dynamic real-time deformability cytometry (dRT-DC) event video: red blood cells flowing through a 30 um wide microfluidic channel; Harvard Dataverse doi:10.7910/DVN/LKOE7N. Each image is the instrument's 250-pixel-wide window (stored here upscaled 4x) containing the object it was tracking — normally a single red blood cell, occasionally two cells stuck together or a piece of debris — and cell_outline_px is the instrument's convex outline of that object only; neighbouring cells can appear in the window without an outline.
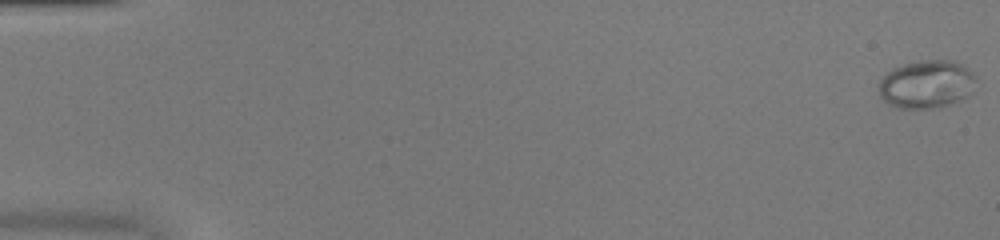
{"species": "common noctule bat (a hibernating species)", "species_latin": "Nyctalus noctula", "temperature_condition": "warm", "stored_images_in_passage": 52, "camera_frame_rate_fps": 3000, "um_per_image_px": 0.085, "animal": {"sex": "female", "body_mass_g": 20.0, "forearm_length_mm": 54.0}, "frame": {"image": 1, "passage_image": 1, "time_ms": 0.0, "image_size_px": [1000, 240], "cell_outline_px": [[976, 80], [972, 92], [968, 96], [960, 100], [940, 108], [900, 108], [888, 104], [880, 96], [880, 80], [892, 68], [904, 64], [920, 60], [952, 60], [964, 64], [976, 76]], "centroid_in_image_um": [78.8, 7.16], "position_along_channel_um": 6.2, "area_um2": 27.46}}
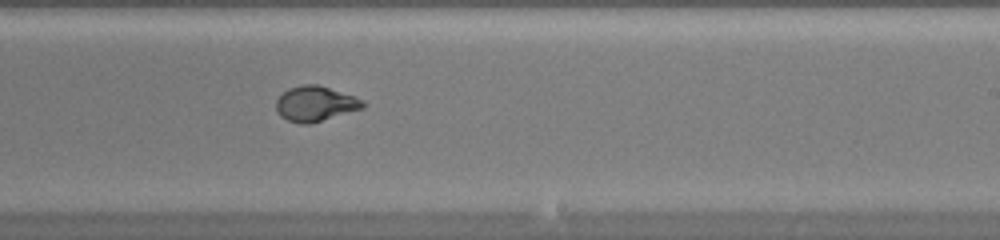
{"frame": {"image": 2, "passage_image": 33, "time_ms": 10.667, "image_size_px": [1000, 240], "cell_outline_px": [[368, 104], [364, 108], [308, 124], [300, 124], [288, 120], [280, 116], [276, 112], [276, 100], [288, 88], [304, 84], [316, 84], [364, 100]], "centroid_in_image_um": [26.79, 8.82], "position_along_channel_um": 262.2, "area_um2": 17.63}}
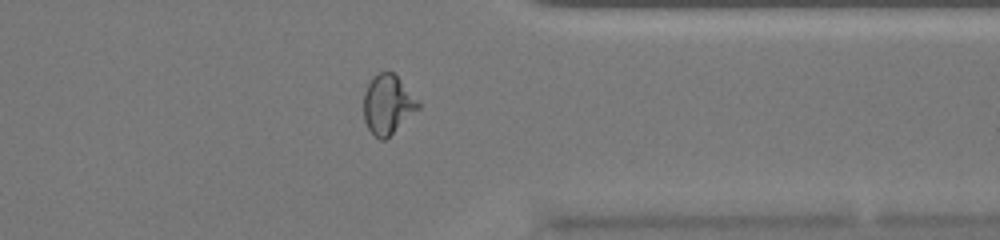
{"frame": {"image": 3, "passage_image": 42, "time_ms": 13.667, "image_size_px": [1000, 240], "cell_outline_px": [[420, 108], [384, 140], [380, 140], [368, 128], [364, 120], [364, 92], [372, 76], [380, 72], [392, 72], [420, 100]], "centroid_in_image_um": [32.97, 8.86], "position_along_channel_um": 378.4, "area_um2": 18.73}, "authors_computed_cell_mechanics": {"area_um2": 19.2763, "velocity_mm_per_s": 4.035, "shape_relaxation_time_tau1_ms": 6.5041, "shape_relaxation_time_tau2_ms": null, "deformation_change_tau1": 0.2544, "deformation_change_tau2": null}}